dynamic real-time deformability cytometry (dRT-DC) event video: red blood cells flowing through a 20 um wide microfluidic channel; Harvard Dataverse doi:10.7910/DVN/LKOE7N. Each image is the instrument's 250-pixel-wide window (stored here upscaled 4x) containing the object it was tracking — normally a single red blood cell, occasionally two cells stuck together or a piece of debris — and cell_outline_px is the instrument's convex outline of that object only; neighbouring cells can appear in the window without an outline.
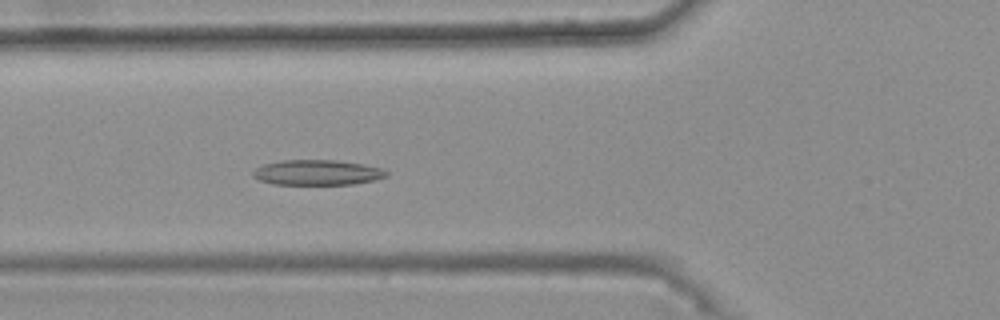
{"species": "common noctule bat (a hibernating species)", "species_latin": "Nyctalus noctula", "temperature_condition": "warm", "stored_images_in_passage": 46, "camera_frame_rate_fps": 3000, "um_per_image_px": 0.085, "animal": {"sex": "female", "body_mass_g": 25.1}, "frame": {"image": 1, "passage_image": 20, "time_ms": 6.333, "image_size_px": [1000, 320], "cell_outline_px": [[388, 176], [376, 180], [352, 184], [272, 184], [260, 180], [252, 176], [252, 172], [256, 168], [264, 164], [280, 160], [336, 160], [364, 164], [380, 168], [388, 172]], "centroid_in_image_um": [26.97, 14.66], "position_along_channel_um": 98.8, "area_um2": 19.65}}
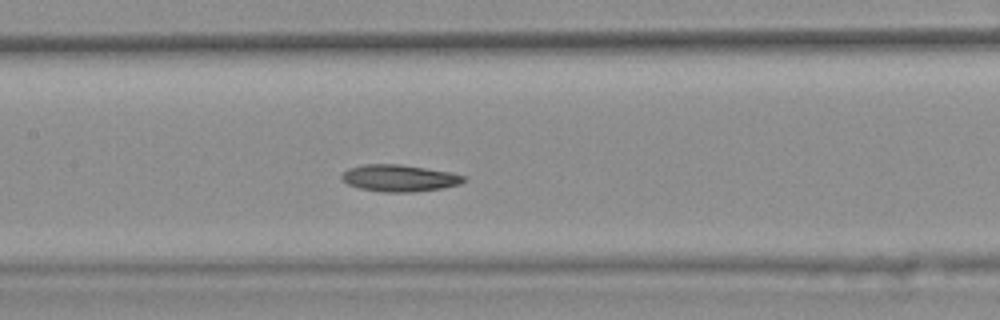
{"frame": {"image": 2, "passage_image": 26, "time_ms": 8.333, "image_size_px": [1000, 320], "cell_outline_px": [[468, 180], [460, 184], [440, 188], [412, 192], [384, 192], [360, 188], [348, 184], [340, 180], [340, 176], [348, 168], [364, 164], [400, 164], [452, 172], [468, 176]], "centroid_in_image_um": [33.97, 15.13], "position_along_channel_um": 173.4, "area_um2": 19.25}}
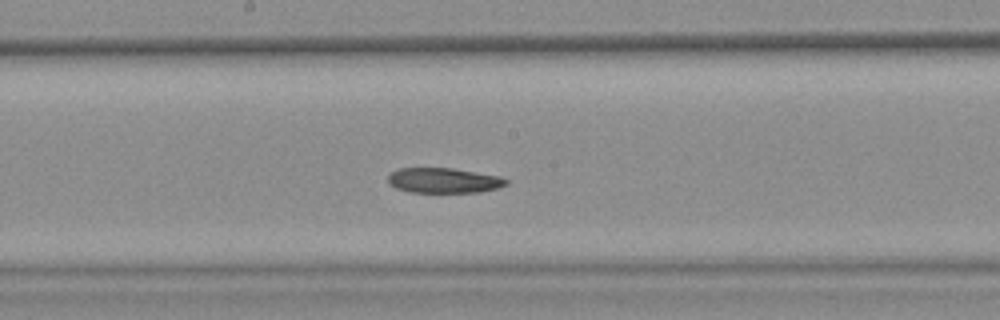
{"frame": {"image": 3, "passage_image": 29, "time_ms": 9.333, "image_size_px": [1000, 320], "cell_outline_px": [[508, 184], [500, 188], [480, 192], [412, 192], [396, 188], [388, 184], [388, 176], [396, 168], [452, 168], [500, 176], [508, 180]], "centroid_in_image_um": [37.73, 15.34], "position_along_channel_um": 210.5, "area_um2": 17.4}}